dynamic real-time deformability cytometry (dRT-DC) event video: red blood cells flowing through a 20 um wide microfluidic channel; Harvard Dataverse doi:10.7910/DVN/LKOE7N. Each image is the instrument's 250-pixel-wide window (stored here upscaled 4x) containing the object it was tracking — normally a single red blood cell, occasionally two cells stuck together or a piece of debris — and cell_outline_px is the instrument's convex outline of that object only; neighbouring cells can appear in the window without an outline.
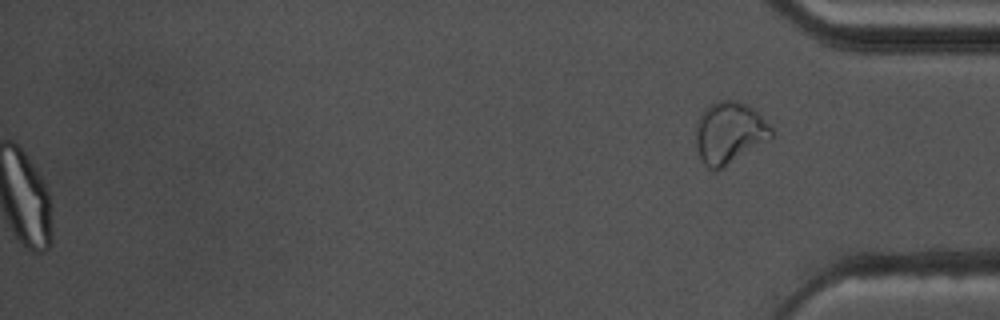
{"species": "common noctule bat (a hibernating species)", "species_latin": "Nyctalus noctula", "temperature_condition": "warm", "stored_images_in_passage": 49, "segment_of_instrument_passage": [2, 2], "camera_frame_rate_fps": 3000, "um_per_image_px": 0.085, "animal": {"sex": "male", "body_mass_g": 17.5, "forearm_length_mm": 52.3}, "frame": {"image": 1, "passage_image": 49, "time_ms": 16.0, "image_size_px": [1000, 320], "cell_outline_px": [[772, 136], [768, 140], [720, 168], [708, 168], [700, 160], [696, 148], [696, 124], [700, 112], [708, 104], [716, 100], [736, 100], [748, 104], [756, 108], [772, 128]], "centroid_in_image_um": [61.97, 11.21], "position_along_channel_um": 373.2, "area_um2": 27.28}}